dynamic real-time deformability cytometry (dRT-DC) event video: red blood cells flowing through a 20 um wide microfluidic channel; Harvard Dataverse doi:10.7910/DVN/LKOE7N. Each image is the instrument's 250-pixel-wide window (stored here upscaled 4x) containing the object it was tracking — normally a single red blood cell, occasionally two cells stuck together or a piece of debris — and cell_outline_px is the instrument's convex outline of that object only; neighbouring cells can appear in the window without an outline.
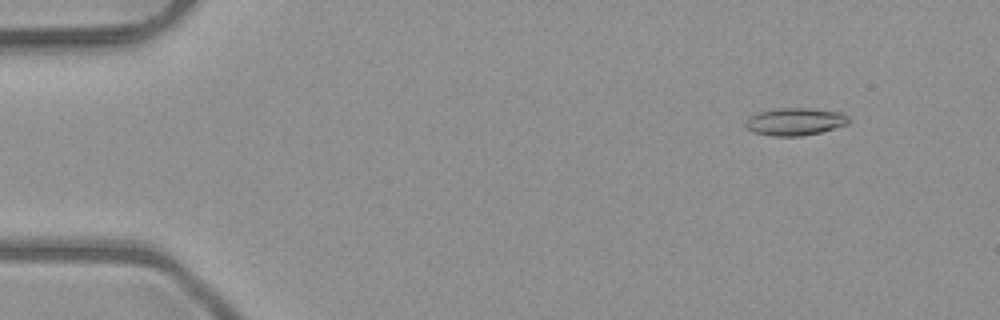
{"species": "common noctule bat (a hibernating species)", "species_latin": "Nyctalus noctula", "temperature_condition": "room temperature", "stored_images_in_passage": 52, "camera_frame_rate_fps": 3000, "um_per_image_px": 0.085, "animal": {"sex": "male", "body_mass_g": 23.1, "forearm_length_mm": 52.7}, "frame": {"image": 1, "passage_image": 6, "time_ms": 1.667, "image_size_px": [1000, 320], "cell_outline_px": [[852, 120], [848, 124], [820, 132], [800, 136], [772, 136], [752, 132], [744, 124], [748, 116], [756, 112], [776, 108], [808, 108], [840, 112], [848, 116]], "centroid_in_image_um": [67.56, 10.33], "position_along_channel_um": 17.4, "area_um2": 16.7}}
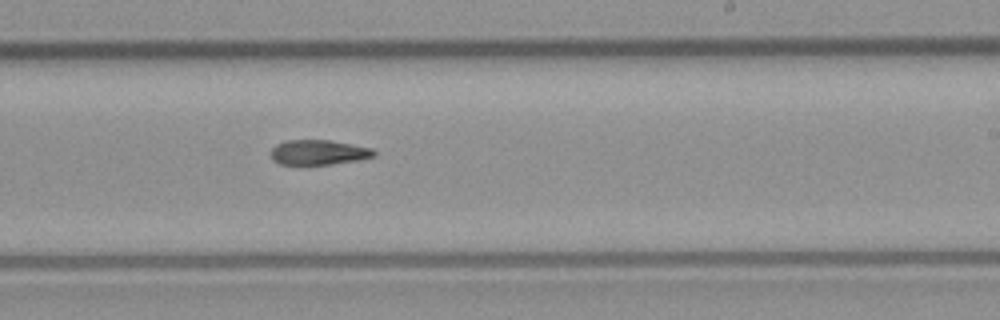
{"frame": {"image": 2, "passage_image": 32, "time_ms": 10.333, "image_size_px": [1000, 320], "cell_outline_px": [[376, 156], [360, 160], [332, 164], [280, 164], [272, 160], [268, 152], [276, 144], [284, 140], [328, 140], [352, 144], [372, 148], [376, 152]], "centroid_in_image_um": [27.05, 12.95], "position_along_channel_um": 261.9, "area_um2": 15.2}}
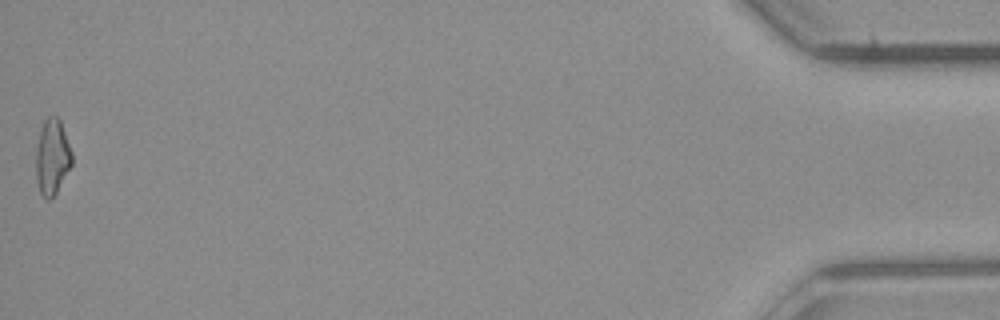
{"frame": {"image": 3, "passage_image": 52, "time_ms": 17.0, "image_size_px": [1000, 320], "cell_outline_px": [[72, 164], [52, 200], [44, 200], [40, 192], [36, 180], [36, 148], [40, 132], [44, 120], [48, 116], [56, 116], [60, 120], [72, 152]], "centroid_in_image_um": [4.43, 13.38], "position_along_channel_um": 430.8, "area_um2": 15.9}}